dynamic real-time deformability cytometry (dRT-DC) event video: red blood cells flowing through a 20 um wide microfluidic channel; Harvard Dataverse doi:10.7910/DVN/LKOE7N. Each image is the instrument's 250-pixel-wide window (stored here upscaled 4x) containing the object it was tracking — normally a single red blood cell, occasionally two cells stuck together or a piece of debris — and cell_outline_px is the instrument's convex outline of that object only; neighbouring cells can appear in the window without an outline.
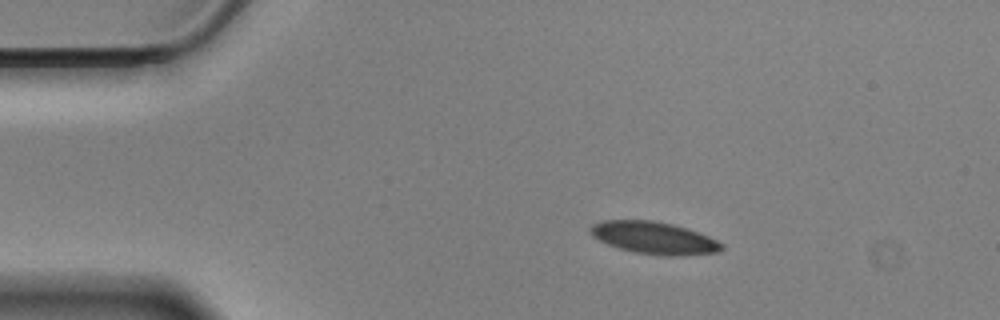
{"species": "Egyptian fruit bat (a non-hibernating species)", "species_latin": "Rousettus aegyptiacus", "temperature_condition": "cold", "stored_images_in_passage": 49, "camera_frame_rate_fps": 3000, "um_per_image_px": 0.085, "animal": {"sex": "male"}, "frame": {"image": 1, "passage_image": 1, "time_ms": 0.0, "image_size_px": [1000, 320], "cell_outline_px": [[724, 248], [720, 252], [684, 256], [660, 256], [636, 252], [616, 248], [592, 236], [588, 232], [588, 228], [592, 224], [604, 220], [652, 220], [672, 224], [688, 228], [708, 236], [724, 244]], "centroid_in_image_um": [55.6, 20.23], "position_along_channel_um": 29.4, "area_um2": 25.03}}
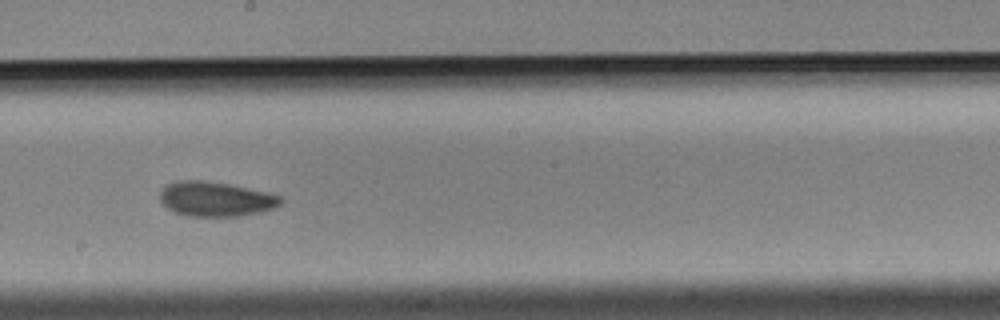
{"frame": {"image": 2, "passage_image": 23, "time_ms": 7.333, "image_size_px": [1000, 320], "cell_outline_px": [[284, 200], [280, 204], [272, 208], [240, 216], [188, 216], [176, 212], [168, 208], [160, 200], [160, 192], [168, 184], [180, 180], [204, 180], [228, 184], [264, 192], [280, 196]], "centroid_in_image_um": [18.3, 16.91], "position_along_channel_um": 229.9, "area_um2": 23.93}}
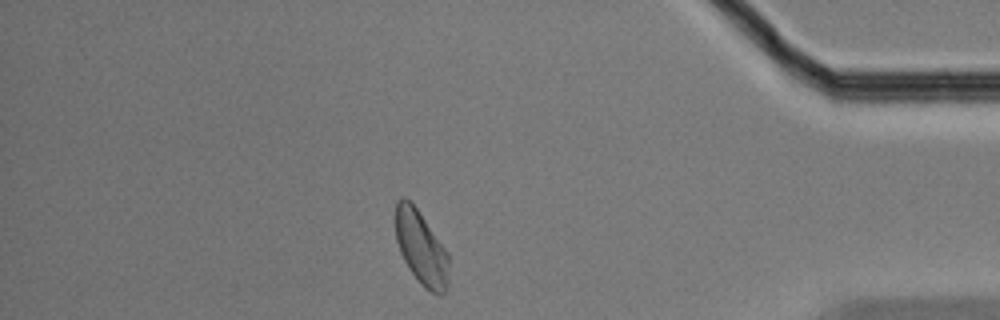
{"frame": {"image": 3, "passage_image": 41, "time_ms": 13.333, "image_size_px": [1000, 320], "cell_outline_px": [[448, 284], [444, 292], [440, 296], [432, 292], [420, 284], [408, 268], [400, 252], [396, 240], [396, 204], [404, 196], [416, 208], [448, 252]], "centroid_in_image_um": [35.8, 21.12], "position_along_channel_um": 399.4, "area_um2": 22.6}, "authors_computed_cell_mechanics": {"area_um2": 23.6402, "velocity_mm_per_s": 3.4394, "shape_relaxation_time_tau1_ms": 4.5525, "shape_relaxation_time_tau2_ms": 2.8947, "deformation_change_tau1": 0.0996, "deformation_change_tau2": 0.0673}}